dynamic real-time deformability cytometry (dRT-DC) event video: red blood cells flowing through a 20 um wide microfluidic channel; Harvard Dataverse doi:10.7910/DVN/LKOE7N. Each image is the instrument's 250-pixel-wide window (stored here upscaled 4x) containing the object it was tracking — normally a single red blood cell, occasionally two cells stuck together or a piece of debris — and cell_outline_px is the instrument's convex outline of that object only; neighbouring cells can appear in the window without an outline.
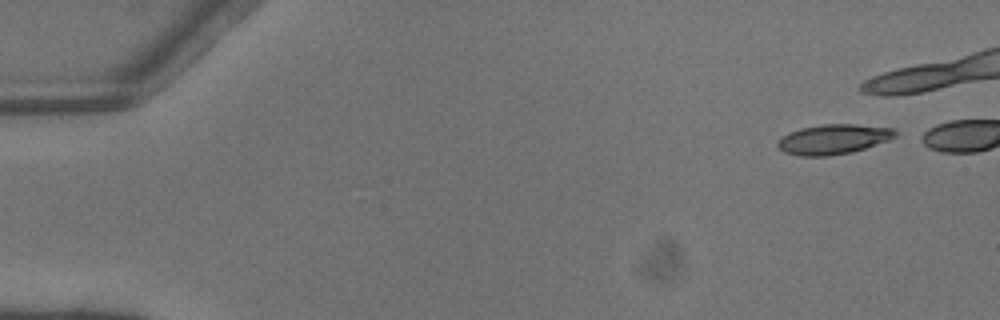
{"species": "common noctule bat (a hibernating species)", "species_latin": "Nyctalus noctula", "temperature_condition": "warm", "stored_images_in_passage": 4, "camera_frame_rate_fps": 3000, "um_per_image_px": 0.085, "animal": {"sex": "male", "body_mass_g": 13.3}, "frame": {"image": 1, "passage_image": 1, "time_ms": 0.0, "image_size_px": [1000, 320], "cell_outline_px": [[896, 136], [888, 140], [852, 152], [828, 156], [800, 156], [784, 152], [776, 144], [788, 132], [800, 128], [824, 124], [856, 124], [892, 128], [896, 132]], "centroid_in_image_um": [70.82, 11.83], "position_along_channel_um": 14.2, "area_um2": 20.29}}